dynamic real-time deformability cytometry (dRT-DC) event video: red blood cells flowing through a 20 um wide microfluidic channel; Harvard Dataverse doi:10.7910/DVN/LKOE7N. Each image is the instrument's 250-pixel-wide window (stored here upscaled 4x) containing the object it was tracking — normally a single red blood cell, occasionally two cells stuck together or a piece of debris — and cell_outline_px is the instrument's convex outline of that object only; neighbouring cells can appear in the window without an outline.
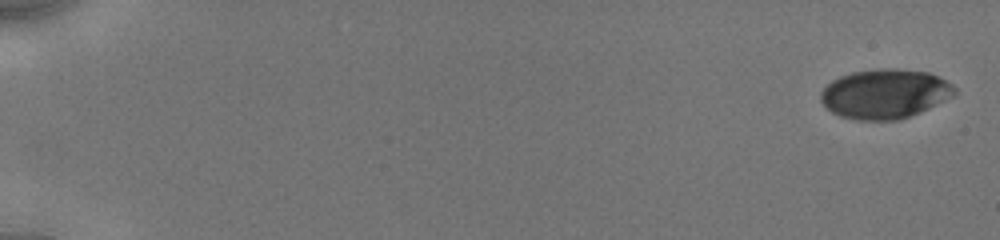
{"species": "human", "species_latin": "Homo sapiens", "temperature_condition": "cold", "stored_images_in_passage": 6, "camera_frame_rate_fps": 3000, "um_per_image_px": 0.085, "donor": {"sex": "male"}, "frame": {"image": 1, "passage_image": 1, "time_ms": 0.0, "image_size_px": [1000, 240], "cell_outline_px": [[956, 92], [952, 96], [920, 112], [900, 120], [856, 120], [840, 116], [832, 112], [820, 100], [820, 92], [832, 80], [840, 76], [852, 72], [880, 68], [896, 68], [928, 72], [952, 84], [956, 88]], "centroid_in_image_um": [75.2, 7.97], "position_along_channel_um": 9.8, "area_um2": 38.49}}
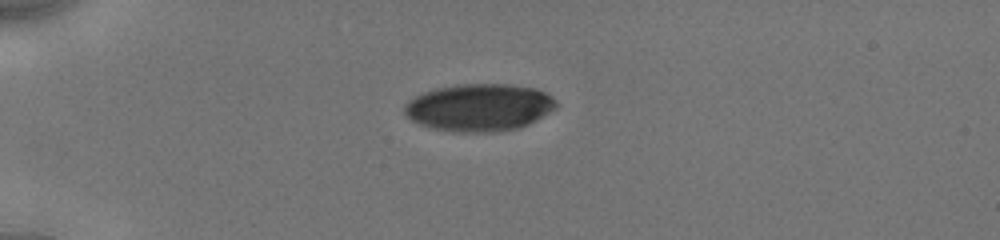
{"frame": {"image": 2, "passage_image": 5, "time_ms": 4.667, "image_size_px": [1000, 240], "cell_outline_px": [[556, 108], [536, 120], [528, 124], [516, 128], [496, 132], [452, 132], [428, 128], [412, 120], [404, 112], [404, 104], [408, 100], [424, 92], [436, 88], [460, 84], [508, 84], [536, 88], [552, 96], [556, 100]], "centroid_in_image_um": [40.72, 9.14], "position_along_channel_um": 44.3, "area_um2": 42.02}}